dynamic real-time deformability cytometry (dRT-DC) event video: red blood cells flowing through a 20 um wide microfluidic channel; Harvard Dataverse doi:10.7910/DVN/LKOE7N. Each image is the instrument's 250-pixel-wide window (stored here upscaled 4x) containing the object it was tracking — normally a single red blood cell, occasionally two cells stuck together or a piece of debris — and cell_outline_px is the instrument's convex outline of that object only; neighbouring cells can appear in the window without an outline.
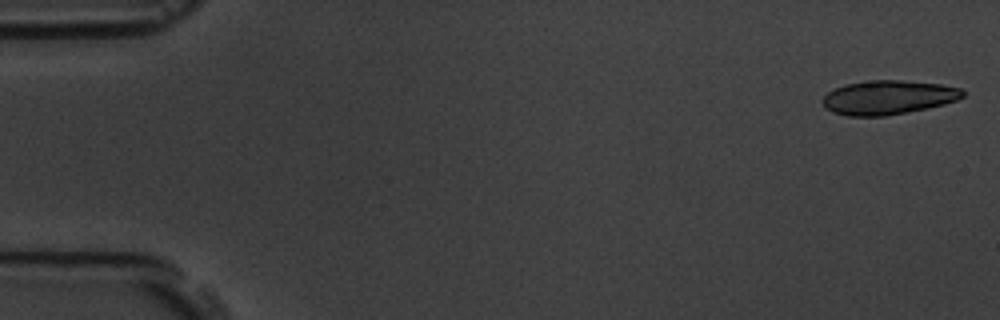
{"species": "common noctule bat (a hibernating species)", "species_latin": "Nyctalus noctula", "temperature_condition": "room temperature", "stored_images_in_passage": 5, "camera_frame_rate_fps": 3000, "um_per_image_px": 0.085, "animal": {"sex": "male", "body_mass_g": 19.5, "forearm_length_mm": 54.6}, "frame": {"image": 1, "passage_image": 1, "time_ms": 0.0, "image_size_px": [1000, 320], "cell_outline_px": [[964, 96], [956, 100], [944, 104], [928, 108], [884, 116], [848, 116], [832, 112], [820, 100], [828, 92], [836, 88], [848, 84], [864, 80], [900, 80], [940, 84], [960, 88], [964, 92]], "centroid_in_image_um": [75.49, 8.28], "position_along_channel_um": 9.5, "area_um2": 27.69}}